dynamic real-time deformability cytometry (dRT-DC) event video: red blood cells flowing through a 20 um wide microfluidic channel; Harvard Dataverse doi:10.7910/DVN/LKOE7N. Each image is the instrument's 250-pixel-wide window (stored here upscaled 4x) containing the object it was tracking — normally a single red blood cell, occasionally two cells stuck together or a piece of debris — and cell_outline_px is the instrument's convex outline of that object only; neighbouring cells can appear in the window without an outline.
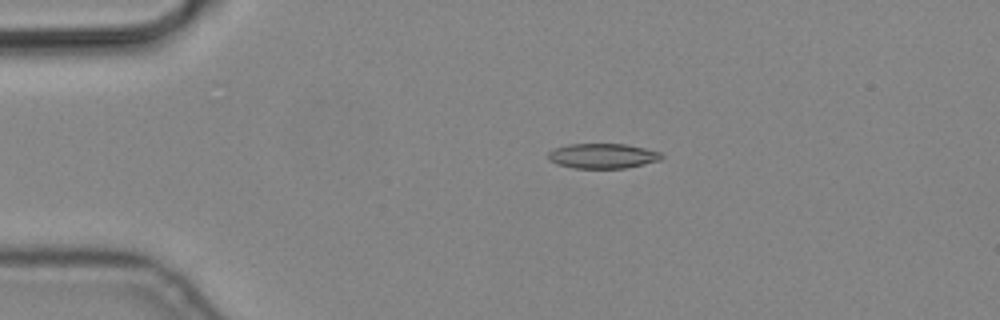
{"species": "common noctule bat (a hibernating species)", "species_latin": "Nyctalus noctula", "temperature_condition": "cold", "stored_images_in_passage": 9, "camera_frame_rate_fps": 3000, "um_per_image_px": 0.085, "animal": {"sex": "male", "body_mass_g": 19.2, "forearm_length_mm": 51.8}, "frame": {"image": 1, "passage_image": 4, "time_ms": 1.0, "image_size_px": [1000, 320], "cell_outline_px": [[664, 156], [660, 160], [644, 164], [624, 168], [572, 168], [556, 164], [548, 160], [548, 152], [556, 148], [568, 144], [624, 144], [644, 148], [660, 152]], "centroid_in_image_um": [51.2, 13.26], "position_along_channel_um": 33.8, "area_um2": 16.47}}
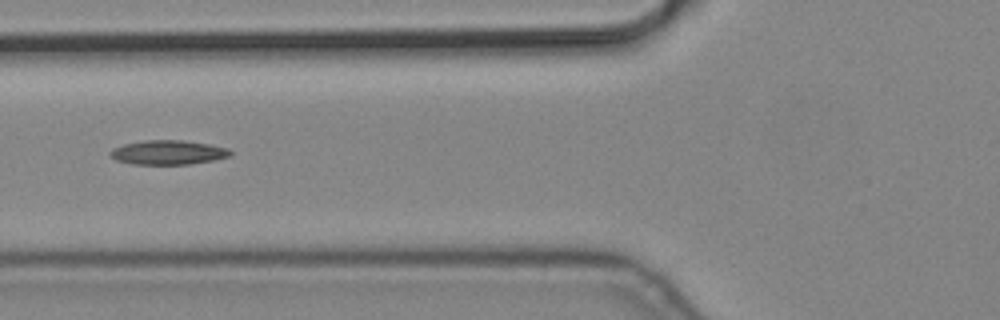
{"frame": {"image": 2, "passage_image": 7, "time_ms": 2.0, "image_size_px": [1000, 320], "cell_outline_px": [[232, 156], [212, 160], [188, 164], [132, 164], [116, 160], [108, 152], [112, 148], [124, 144], [144, 140], [184, 140], [208, 144], [228, 148], [232, 152]], "centroid_in_image_um": [14.28, 12.95], "position_along_channel_um": 111.5, "area_um2": 16.99}}
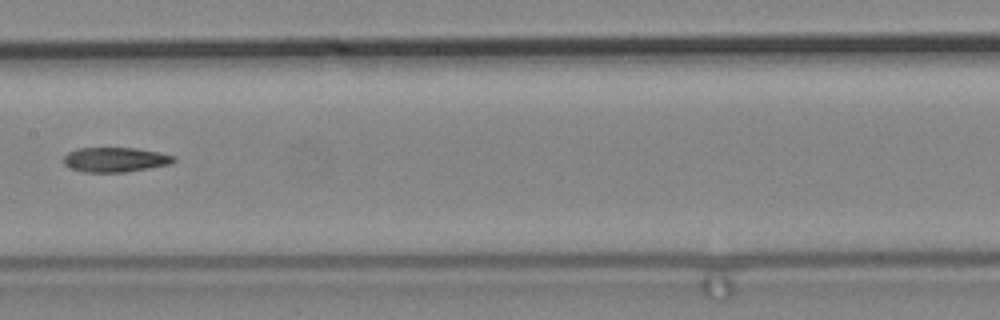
{"frame": {"image": 3, "passage_image": 9, "time_ms": 2.667, "image_size_px": [1000, 320], "cell_outline_px": [[176, 160], [172, 164], [124, 172], [84, 172], [68, 168], [64, 164], [64, 156], [68, 152], [76, 148], [136, 148], [160, 152], [176, 156]], "centroid_in_image_um": [9.8, 13.57], "position_along_channel_um": 197.6, "area_um2": 16.01}}